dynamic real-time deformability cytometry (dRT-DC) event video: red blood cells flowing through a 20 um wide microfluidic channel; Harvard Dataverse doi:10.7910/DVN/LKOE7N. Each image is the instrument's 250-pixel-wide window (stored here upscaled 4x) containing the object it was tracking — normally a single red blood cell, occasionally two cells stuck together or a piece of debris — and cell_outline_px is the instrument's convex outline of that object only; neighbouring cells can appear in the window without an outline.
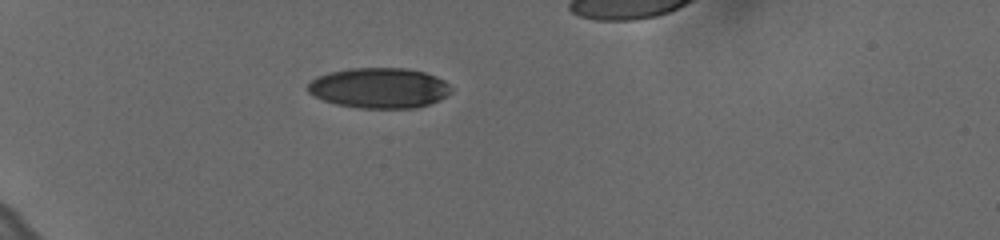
{"species": "human", "species_latin": "Homo sapiens", "temperature_condition": "cold", "stored_images_in_passage": 38, "camera_frame_rate_fps": 3000, "um_per_image_px": 0.085, "donor": {"sex": "female"}, "frame": {"image": 1, "passage_image": 1, "time_ms": 0.0, "image_size_px": [1000, 240], "cell_outline_px": [[452, 92], [440, 100], [416, 108], [360, 108], [336, 104], [312, 96], [308, 92], [308, 84], [316, 76], [328, 72], [352, 68], [408, 68], [424, 72], [436, 76], [444, 80], [452, 88]], "centroid_in_image_um": [32.24, 7.47], "position_along_channel_um": 52.8, "area_um2": 33.93}}
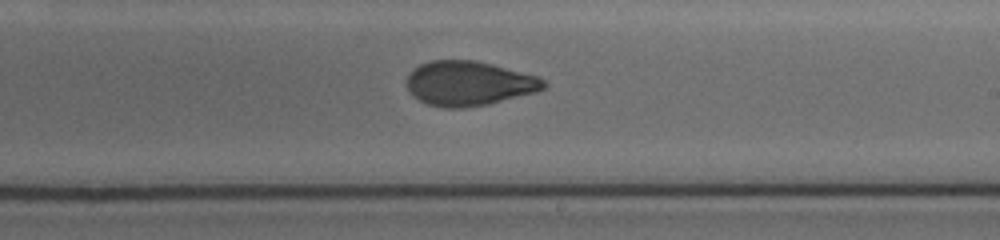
{"frame": {"image": 2, "passage_image": 20, "time_ms": 6.333, "image_size_px": [1000, 240], "cell_outline_px": [[548, 84], [544, 88], [536, 92], [488, 104], [460, 108], [444, 108], [428, 104], [420, 100], [408, 92], [404, 84], [412, 68], [420, 64], [432, 60], [476, 60], [540, 76]], "centroid_in_image_um": [39.84, 7.08], "position_along_channel_um": 249.2, "area_um2": 35.89}}
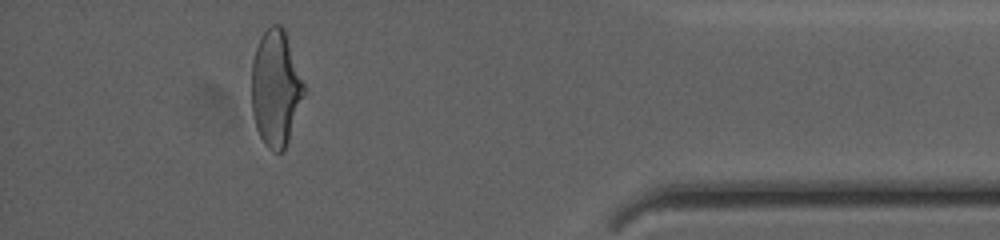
{"frame": {"image": 3, "passage_image": 36, "time_ms": 11.667, "image_size_px": [1000, 240], "cell_outline_px": [[304, 92], [284, 152], [272, 152], [264, 144], [256, 128], [252, 112], [252, 60], [260, 36], [272, 24], [280, 24], [284, 28], [304, 84]], "centroid_in_image_um": [23.41, 7.5], "position_along_channel_um": 411.8, "area_um2": 35.08}}